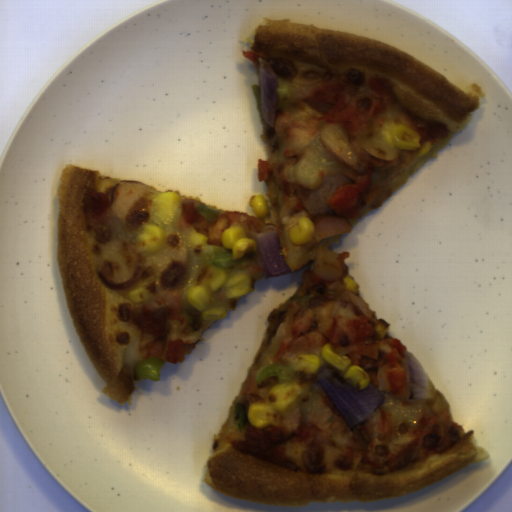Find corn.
I'll list each match as a JSON object with an SVG mask.
<instances>
[{"label": "corn", "instance_id": "obj_1", "mask_svg": "<svg viewBox=\"0 0 512 512\" xmlns=\"http://www.w3.org/2000/svg\"><path fill=\"white\" fill-rule=\"evenodd\" d=\"M253 279L243 272L228 274L218 266L209 267L200 284H190L187 300L201 313L202 319H223L226 307H211V296L223 291L225 299H236L250 293Z\"/></svg>", "mask_w": 512, "mask_h": 512}, {"label": "corn", "instance_id": "obj_2", "mask_svg": "<svg viewBox=\"0 0 512 512\" xmlns=\"http://www.w3.org/2000/svg\"><path fill=\"white\" fill-rule=\"evenodd\" d=\"M180 210L178 193L165 191L157 195L152 203L150 220L131 239L133 250L147 255L161 250L165 229L179 216Z\"/></svg>", "mask_w": 512, "mask_h": 512}, {"label": "corn", "instance_id": "obj_3", "mask_svg": "<svg viewBox=\"0 0 512 512\" xmlns=\"http://www.w3.org/2000/svg\"><path fill=\"white\" fill-rule=\"evenodd\" d=\"M323 357L314 354L298 355L290 364L293 371L307 375H315L321 368L322 362L326 361L342 373V380L349 383L356 389H366L371 383V376L358 365L351 364V359L336 353L330 343L327 342L321 348Z\"/></svg>", "mask_w": 512, "mask_h": 512}, {"label": "corn", "instance_id": "obj_4", "mask_svg": "<svg viewBox=\"0 0 512 512\" xmlns=\"http://www.w3.org/2000/svg\"><path fill=\"white\" fill-rule=\"evenodd\" d=\"M302 395L298 382L276 383L269 391L266 403L251 402L247 419L256 428L269 427L296 398Z\"/></svg>", "mask_w": 512, "mask_h": 512}, {"label": "corn", "instance_id": "obj_5", "mask_svg": "<svg viewBox=\"0 0 512 512\" xmlns=\"http://www.w3.org/2000/svg\"><path fill=\"white\" fill-rule=\"evenodd\" d=\"M379 133L385 145L391 148L416 151L418 158H424L433 147L430 141L421 143L420 134L393 121H383Z\"/></svg>", "mask_w": 512, "mask_h": 512}, {"label": "corn", "instance_id": "obj_6", "mask_svg": "<svg viewBox=\"0 0 512 512\" xmlns=\"http://www.w3.org/2000/svg\"><path fill=\"white\" fill-rule=\"evenodd\" d=\"M223 248L231 249L233 260H241L246 255H256L257 240L248 237L241 225L232 226L223 231L221 235Z\"/></svg>", "mask_w": 512, "mask_h": 512}, {"label": "corn", "instance_id": "obj_7", "mask_svg": "<svg viewBox=\"0 0 512 512\" xmlns=\"http://www.w3.org/2000/svg\"><path fill=\"white\" fill-rule=\"evenodd\" d=\"M315 236V225L311 218L308 217H300L298 219L297 225H293L289 229V237L293 243L296 244H306L313 240Z\"/></svg>", "mask_w": 512, "mask_h": 512}, {"label": "corn", "instance_id": "obj_8", "mask_svg": "<svg viewBox=\"0 0 512 512\" xmlns=\"http://www.w3.org/2000/svg\"><path fill=\"white\" fill-rule=\"evenodd\" d=\"M250 207L257 217L265 220L269 212L265 197L257 194L255 196H251Z\"/></svg>", "mask_w": 512, "mask_h": 512}, {"label": "corn", "instance_id": "obj_9", "mask_svg": "<svg viewBox=\"0 0 512 512\" xmlns=\"http://www.w3.org/2000/svg\"><path fill=\"white\" fill-rule=\"evenodd\" d=\"M129 297L132 302L138 304L148 300V291L144 287H134L129 291Z\"/></svg>", "mask_w": 512, "mask_h": 512}, {"label": "corn", "instance_id": "obj_10", "mask_svg": "<svg viewBox=\"0 0 512 512\" xmlns=\"http://www.w3.org/2000/svg\"><path fill=\"white\" fill-rule=\"evenodd\" d=\"M342 282L346 289L358 294L359 284L355 281L352 275H346L343 277Z\"/></svg>", "mask_w": 512, "mask_h": 512}]
</instances>
